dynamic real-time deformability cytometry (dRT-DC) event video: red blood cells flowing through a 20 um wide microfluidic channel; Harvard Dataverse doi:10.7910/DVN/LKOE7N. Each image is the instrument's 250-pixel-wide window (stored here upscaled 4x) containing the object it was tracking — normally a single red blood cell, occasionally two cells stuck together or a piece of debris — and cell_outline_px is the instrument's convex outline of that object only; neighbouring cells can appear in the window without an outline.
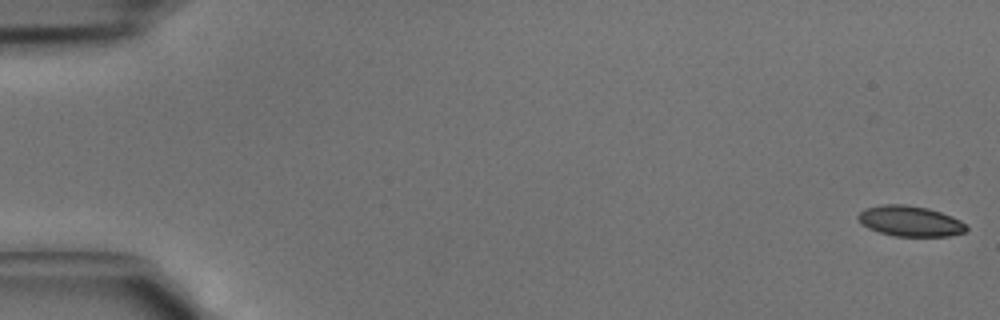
{"species": "common noctule bat (a hibernating species)", "species_latin": "Nyctalus noctula", "temperature_condition": "cold", "stored_images_in_passage": 44, "camera_frame_rate_fps": 3000, "um_per_image_px": 0.085, "animal": {"sex": "male", "body_mass_g": 15.6}, "frame": {"image": 1, "passage_image": 1, "time_ms": 0.0, "image_size_px": [1000, 320], "cell_outline_px": [[968, 228], [964, 232], [948, 236], [896, 236], [880, 232], [868, 228], [856, 216], [864, 208], [880, 204], [904, 204], [928, 208], [952, 216], [968, 224]], "centroid_in_image_um": [77.38, 18.78], "position_along_channel_um": 7.6, "area_um2": 19.25}}
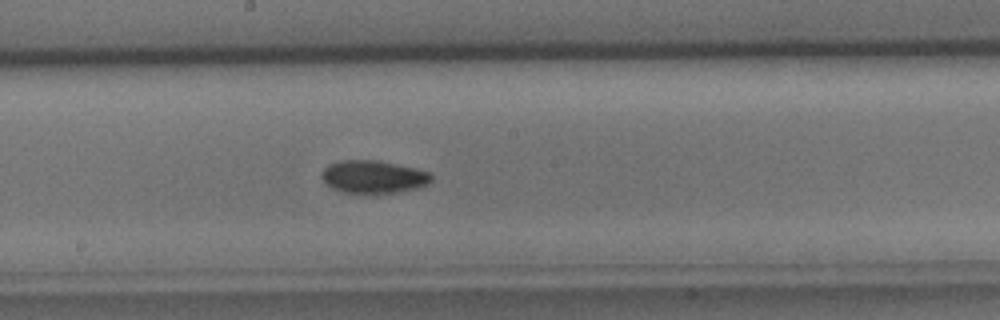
{"frame": {"image": 2, "passage_image": 24, "time_ms": 7.667, "image_size_px": [1000, 320], "cell_outline_px": [[432, 180], [428, 184], [420, 188], [400, 192], [368, 196], [340, 192], [332, 188], [320, 176], [320, 172], [328, 164], [340, 160], [376, 160], [412, 168], [428, 172], [432, 176]], "centroid_in_image_um": [31.7, 15.08], "position_along_channel_um": 216.5, "area_um2": 21.62}}
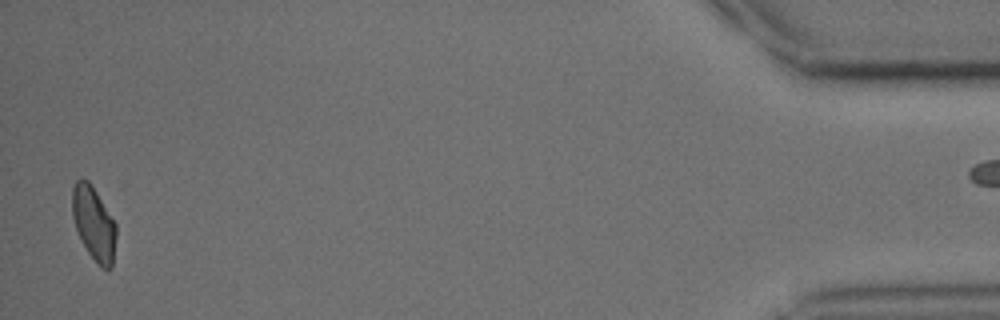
{"frame": {"image": 3, "passage_image": 43, "time_ms": 14.0, "image_size_px": [1000, 320], "cell_outline_px": [[116, 236], [112, 268], [100, 268], [96, 264], [88, 252], [76, 228], [72, 216], [72, 188], [76, 180], [88, 180], [96, 192], [116, 224]], "centroid_in_image_um": [7.97, 19.02], "position_along_channel_um": 427.2, "area_um2": 18.61}}